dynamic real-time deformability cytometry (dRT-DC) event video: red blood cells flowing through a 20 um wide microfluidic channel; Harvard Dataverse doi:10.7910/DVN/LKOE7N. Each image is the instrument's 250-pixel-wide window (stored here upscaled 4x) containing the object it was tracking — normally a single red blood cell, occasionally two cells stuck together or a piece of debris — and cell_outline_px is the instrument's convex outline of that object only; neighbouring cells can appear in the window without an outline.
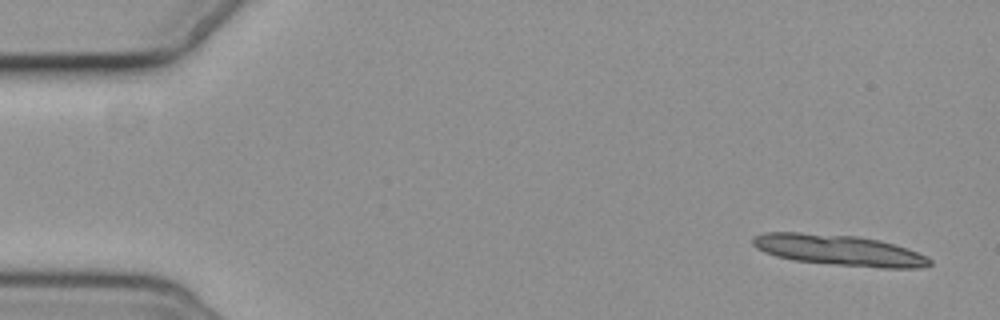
{"species": "common noctule bat (a hibernating species)", "species_latin": "Nyctalus noctula", "temperature_condition": "cold", "stored_images_in_passage": 4, "camera_frame_rate_fps": 3000, "um_per_image_px": 0.085, "animal": {"sex": "female", "body_mass_g": 19.3, "forearm_length_mm": 54.1}, "frame": {"image": 1, "passage_image": 1, "time_ms": 0.0, "image_size_px": [1000, 320], "cell_outline_px": [[932, 264], [920, 268], [880, 268], [792, 260], [776, 256], [764, 252], [756, 248], [752, 244], [752, 236], [764, 232], [800, 232], [856, 236], [880, 240], [928, 256], [932, 260]], "centroid_in_image_um": [71.28, 21.26], "position_along_channel_um": 13.7, "area_um2": 31.73}}